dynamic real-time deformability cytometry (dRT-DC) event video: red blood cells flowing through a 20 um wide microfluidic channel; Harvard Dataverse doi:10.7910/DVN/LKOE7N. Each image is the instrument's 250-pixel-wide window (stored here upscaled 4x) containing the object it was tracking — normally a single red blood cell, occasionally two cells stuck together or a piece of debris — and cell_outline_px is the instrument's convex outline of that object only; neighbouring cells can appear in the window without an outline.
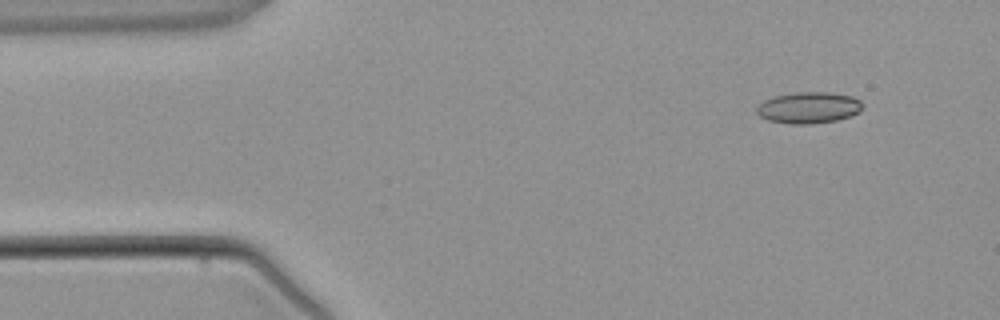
{"species": "common noctule bat (a hibernating species)", "species_latin": "Nyctalus noctula", "temperature_condition": "warm", "stored_images_in_passage": 3, "camera_frame_rate_fps": 3000, "um_per_image_px": 0.085, "animal": {"sex": "male", "body_mass_g": 21.5, "forearm_length_mm": 52.0}, "frame": {"image": 1, "passage_image": 1, "time_ms": 0.0, "image_size_px": [1000, 320], "cell_outline_px": [[864, 104], [860, 112], [852, 116], [836, 120], [812, 124], [788, 124], [768, 120], [760, 116], [756, 112], [756, 108], [764, 100], [772, 96], [796, 92], [828, 92], [852, 96], [860, 100]], "centroid_in_image_um": [68.75, 9.15], "position_along_channel_um": 16.2, "area_um2": 19.59}}
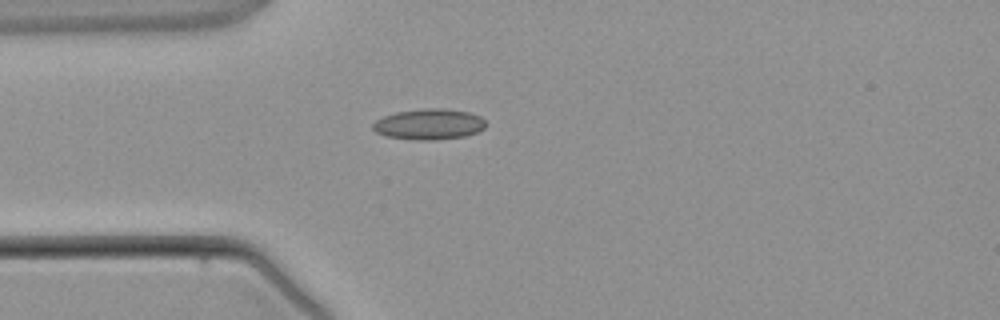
{"frame": {"image": 2, "passage_image": 3, "time_ms": 2.333, "image_size_px": [1000, 320], "cell_outline_px": [[488, 124], [484, 128], [476, 132], [464, 136], [436, 140], [416, 140], [388, 136], [376, 132], [372, 128], [372, 124], [376, 120], [384, 116], [396, 112], [424, 108], [440, 108], [468, 112], [480, 116]], "centroid_in_image_um": [36.47, 10.56], "position_along_channel_um": 48.5, "area_um2": 20.17}}